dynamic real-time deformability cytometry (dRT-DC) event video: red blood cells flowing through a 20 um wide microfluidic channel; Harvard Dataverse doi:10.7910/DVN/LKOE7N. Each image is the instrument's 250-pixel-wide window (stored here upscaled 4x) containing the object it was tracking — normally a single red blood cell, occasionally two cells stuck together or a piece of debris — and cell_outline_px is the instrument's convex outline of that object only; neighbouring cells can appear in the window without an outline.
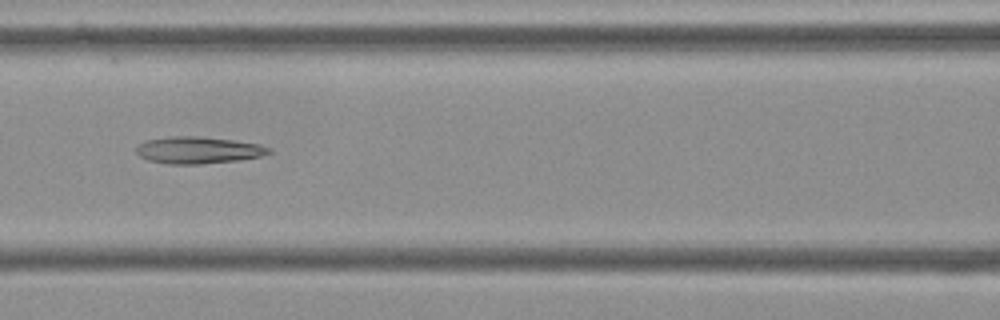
{"species": "Egyptian fruit bat (a non-hibernating species)", "species_latin": "Rousettus aegyptiacus", "temperature_condition": "cold", "stored_images_in_passage": 6, "camera_frame_rate_fps": 3000, "um_per_image_px": 0.085, "frame": {"image": 1, "passage_image": 3, "time_ms": 0.667, "image_size_px": [1000, 320], "cell_outline_px": [[272, 152], [260, 156], [236, 160], [200, 164], [164, 164], [148, 160], [140, 156], [136, 152], [136, 148], [144, 140], [168, 136], [200, 136], [232, 140], [260, 144], [272, 148]], "centroid_in_image_um": [16.82, 12.75], "position_along_channel_um": 149.8, "area_um2": 20.87}}
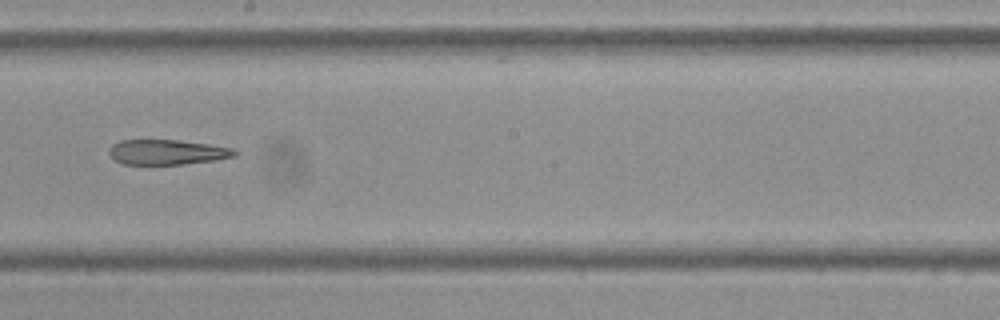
{"frame": {"image": 2, "passage_image": 5, "time_ms": 1.333, "image_size_px": [1000, 320], "cell_outline_px": [[240, 152], [236, 156], [216, 160], [184, 164], [120, 164], [108, 152], [108, 148], [112, 144], [120, 140], [180, 140], [208, 144], [232, 148]], "centroid_in_image_um": [14.22, 12.93], "position_along_channel_um": 234.0, "area_um2": 18.44}}
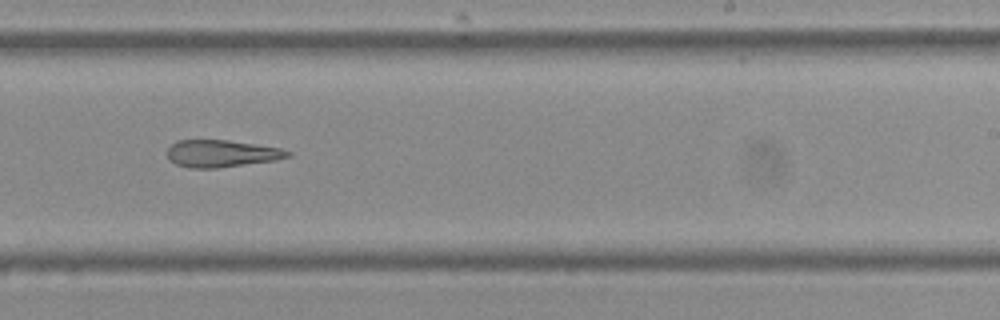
{"frame": {"image": 3, "passage_image": 6, "time_ms": 1.667, "image_size_px": [1000, 320], "cell_outline_px": [[292, 156], [276, 160], [216, 168], [192, 168], [176, 164], [168, 156], [168, 148], [176, 140], [228, 140], [280, 148], [292, 152]], "centroid_in_image_um": [18.86, 13.05], "position_along_channel_um": 270.1, "area_um2": 18.9}}